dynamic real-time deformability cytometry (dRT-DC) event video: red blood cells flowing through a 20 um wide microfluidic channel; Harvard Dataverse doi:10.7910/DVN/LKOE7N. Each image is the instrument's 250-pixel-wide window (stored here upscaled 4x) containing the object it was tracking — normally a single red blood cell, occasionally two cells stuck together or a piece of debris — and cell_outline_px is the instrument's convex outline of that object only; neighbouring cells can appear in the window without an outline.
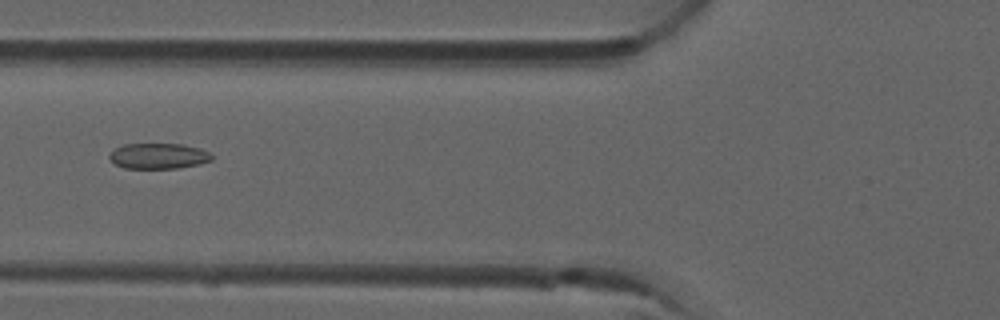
{"species": "common noctule bat (a hibernating species)", "species_latin": "Nyctalus noctula", "temperature_condition": "room temperature", "stored_images_in_passage": 3, "camera_frame_rate_fps": 3000, "um_per_image_px": 0.085, "animal": {"sex": "male", "forearm_length_mm": 52.5}, "frame": {"image": 1, "passage_image": 3, "time_ms": 0.667, "image_size_px": [1000, 320], "cell_outline_px": [[212, 160], [200, 164], [180, 168], [124, 168], [116, 164], [108, 156], [120, 144], [184, 144], [200, 148], [208, 152], [212, 156]], "centroid_in_image_um": [13.49, 13.26], "position_along_channel_um": 112.3, "area_um2": 15.26}}